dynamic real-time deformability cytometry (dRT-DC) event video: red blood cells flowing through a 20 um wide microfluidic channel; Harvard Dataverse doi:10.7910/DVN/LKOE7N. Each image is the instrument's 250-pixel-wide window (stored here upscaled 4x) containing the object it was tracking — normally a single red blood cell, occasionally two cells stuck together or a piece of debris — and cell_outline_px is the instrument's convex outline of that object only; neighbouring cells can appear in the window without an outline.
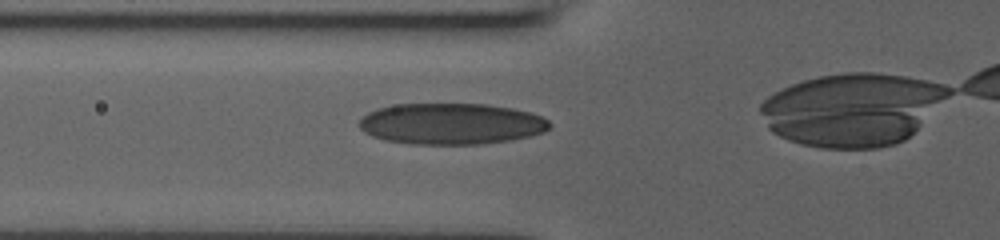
{"species": "human", "species_latin": "Homo sapiens", "temperature_condition": "room temperature", "stored_images_in_passage": 37, "camera_frame_rate_fps": 3000, "um_per_image_px": 0.085, "donor": {"sex": "male"}, "frame": {"image": 1, "passage_image": 13, "time_ms": 4.0, "image_size_px": [1000, 240], "cell_outline_px": [[548, 128], [536, 132], [520, 136], [500, 140], [464, 144], [440, 144], [396, 140], [380, 136], [368, 132], [360, 124], [372, 112], [384, 108], [404, 104], [476, 104], [504, 108], [524, 112], [536, 116], [544, 120], [548, 124]], "centroid_in_image_um": [38.35, 10.49], "position_along_channel_um": 87.5, "area_um2": 41.96}}
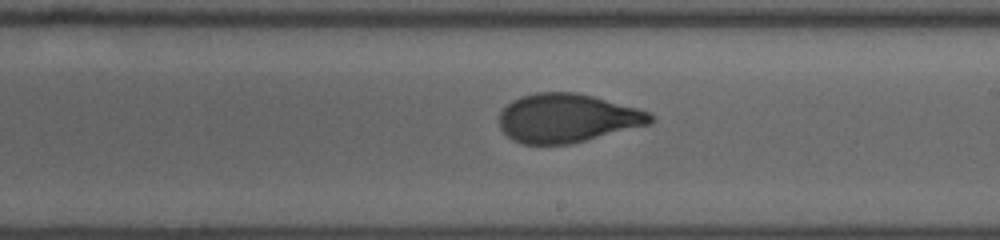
{"frame": {"image": 2, "passage_image": 24, "time_ms": 7.667, "image_size_px": [1000, 240], "cell_outline_px": [[652, 120], [644, 124], [576, 140], [556, 144], [532, 144], [520, 140], [512, 136], [504, 128], [500, 120], [500, 116], [516, 100], [528, 96], [552, 92], [560, 92], [584, 96], [600, 100], [644, 112], [652, 116]], "centroid_in_image_um": [48.15, 10.04], "position_along_channel_um": 240.9, "area_um2": 38.38}}
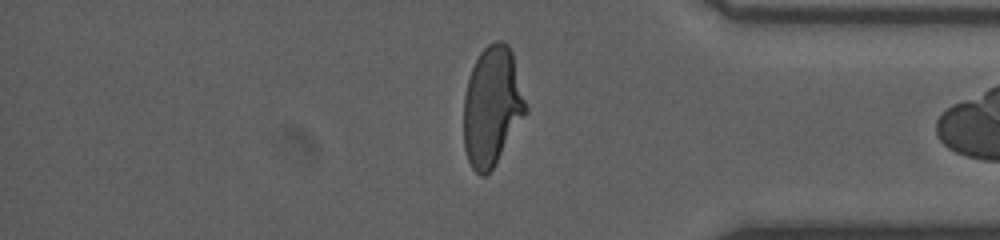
{"frame": {"image": 3, "passage_image": 36, "time_ms": 11.667, "image_size_px": [1000, 240], "cell_outline_px": [[524, 112], [492, 168], [488, 172], [476, 172], [468, 156], [464, 144], [464, 104], [468, 84], [476, 60], [492, 44], [504, 44], [508, 48], [512, 56], [524, 104]], "centroid_in_image_um": [41.77, 9.08], "position_along_channel_um": 393.4, "area_um2": 39.54}}